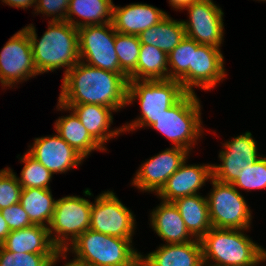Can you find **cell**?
Segmentation results:
<instances>
[{"label":"cell","instance_id":"obj_1","mask_svg":"<svg viewBox=\"0 0 266 266\" xmlns=\"http://www.w3.org/2000/svg\"><path fill=\"white\" fill-rule=\"evenodd\" d=\"M61 104H98L116 112L127 104L128 82L115 72L79 61L63 77Z\"/></svg>","mask_w":266,"mask_h":266},{"label":"cell","instance_id":"obj_2","mask_svg":"<svg viewBox=\"0 0 266 266\" xmlns=\"http://www.w3.org/2000/svg\"><path fill=\"white\" fill-rule=\"evenodd\" d=\"M48 30L38 39L33 24L25 26L33 60L39 74L66 67L64 75L79 61L78 29L67 21H48Z\"/></svg>","mask_w":266,"mask_h":266},{"label":"cell","instance_id":"obj_3","mask_svg":"<svg viewBox=\"0 0 266 266\" xmlns=\"http://www.w3.org/2000/svg\"><path fill=\"white\" fill-rule=\"evenodd\" d=\"M243 229L211 228L201 239L203 262L215 266H257L266 250L242 233ZM209 260V261H208Z\"/></svg>","mask_w":266,"mask_h":266},{"label":"cell","instance_id":"obj_4","mask_svg":"<svg viewBox=\"0 0 266 266\" xmlns=\"http://www.w3.org/2000/svg\"><path fill=\"white\" fill-rule=\"evenodd\" d=\"M186 93L177 80H129L127 104L138 99L142 114L132 123L122 126L123 131H134L137 127H150L165 110L177 103Z\"/></svg>","mask_w":266,"mask_h":266},{"label":"cell","instance_id":"obj_5","mask_svg":"<svg viewBox=\"0 0 266 266\" xmlns=\"http://www.w3.org/2000/svg\"><path fill=\"white\" fill-rule=\"evenodd\" d=\"M131 243L132 239L109 236L88 229L65 251L72 250L75 253L73 259L94 266H140L141 253Z\"/></svg>","mask_w":266,"mask_h":266},{"label":"cell","instance_id":"obj_6","mask_svg":"<svg viewBox=\"0 0 266 266\" xmlns=\"http://www.w3.org/2000/svg\"><path fill=\"white\" fill-rule=\"evenodd\" d=\"M200 110L201 105L196 93H186L150 127L170 139L174 147L190 151V147L196 144L203 132Z\"/></svg>","mask_w":266,"mask_h":266},{"label":"cell","instance_id":"obj_7","mask_svg":"<svg viewBox=\"0 0 266 266\" xmlns=\"http://www.w3.org/2000/svg\"><path fill=\"white\" fill-rule=\"evenodd\" d=\"M212 191L207 198L209 217L213 228L249 229L251 211L244 197L231 183L211 178Z\"/></svg>","mask_w":266,"mask_h":266},{"label":"cell","instance_id":"obj_8","mask_svg":"<svg viewBox=\"0 0 266 266\" xmlns=\"http://www.w3.org/2000/svg\"><path fill=\"white\" fill-rule=\"evenodd\" d=\"M91 205L89 200L73 195L56 201L48 229L51 240L59 251L66 250L70 243L90 228Z\"/></svg>","mask_w":266,"mask_h":266},{"label":"cell","instance_id":"obj_9","mask_svg":"<svg viewBox=\"0 0 266 266\" xmlns=\"http://www.w3.org/2000/svg\"><path fill=\"white\" fill-rule=\"evenodd\" d=\"M78 42L80 61L105 71L120 74L127 82L129 81L128 76L119 65L112 22L78 28Z\"/></svg>","mask_w":266,"mask_h":266},{"label":"cell","instance_id":"obj_10","mask_svg":"<svg viewBox=\"0 0 266 266\" xmlns=\"http://www.w3.org/2000/svg\"><path fill=\"white\" fill-rule=\"evenodd\" d=\"M91 205V230L124 239H132L135 218L112 191L101 193Z\"/></svg>","mask_w":266,"mask_h":266},{"label":"cell","instance_id":"obj_11","mask_svg":"<svg viewBox=\"0 0 266 266\" xmlns=\"http://www.w3.org/2000/svg\"><path fill=\"white\" fill-rule=\"evenodd\" d=\"M34 60L31 41L27 31L15 33L0 52V83L2 87L26 81L38 75Z\"/></svg>","mask_w":266,"mask_h":266},{"label":"cell","instance_id":"obj_12","mask_svg":"<svg viewBox=\"0 0 266 266\" xmlns=\"http://www.w3.org/2000/svg\"><path fill=\"white\" fill-rule=\"evenodd\" d=\"M225 150L220 151L222 164L212 165V178L222 183H233L243 171L257 161L261 155L257 152L256 142L251 132L234 137L223 144Z\"/></svg>","mask_w":266,"mask_h":266},{"label":"cell","instance_id":"obj_13","mask_svg":"<svg viewBox=\"0 0 266 266\" xmlns=\"http://www.w3.org/2000/svg\"><path fill=\"white\" fill-rule=\"evenodd\" d=\"M186 9L189 12V21H182L185 36L201 45L221 47L224 37V13L221 8L212 3L194 2Z\"/></svg>","mask_w":266,"mask_h":266},{"label":"cell","instance_id":"obj_14","mask_svg":"<svg viewBox=\"0 0 266 266\" xmlns=\"http://www.w3.org/2000/svg\"><path fill=\"white\" fill-rule=\"evenodd\" d=\"M189 151L172 146L145 161L137 170L132 185L142 191L158 193L169 177L185 162Z\"/></svg>","mask_w":266,"mask_h":266},{"label":"cell","instance_id":"obj_15","mask_svg":"<svg viewBox=\"0 0 266 266\" xmlns=\"http://www.w3.org/2000/svg\"><path fill=\"white\" fill-rule=\"evenodd\" d=\"M43 164L51 173H65L81 164L84 158L59 135L34 139L27 152Z\"/></svg>","mask_w":266,"mask_h":266},{"label":"cell","instance_id":"obj_16","mask_svg":"<svg viewBox=\"0 0 266 266\" xmlns=\"http://www.w3.org/2000/svg\"><path fill=\"white\" fill-rule=\"evenodd\" d=\"M224 57L220 48L200 45L193 50L192 66L189 67V93H195L193 87L211 90L226 77Z\"/></svg>","mask_w":266,"mask_h":266},{"label":"cell","instance_id":"obj_17","mask_svg":"<svg viewBox=\"0 0 266 266\" xmlns=\"http://www.w3.org/2000/svg\"><path fill=\"white\" fill-rule=\"evenodd\" d=\"M212 178V164L187 165L185 162L167 180L157 193L163 201L196 195L205 182Z\"/></svg>","mask_w":266,"mask_h":266},{"label":"cell","instance_id":"obj_18","mask_svg":"<svg viewBox=\"0 0 266 266\" xmlns=\"http://www.w3.org/2000/svg\"><path fill=\"white\" fill-rule=\"evenodd\" d=\"M57 109L60 111H73L80 119L89 134L103 147L104 144L114 136L124 132L123 128L110 130L113 123V108L98 104H61L58 102Z\"/></svg>","mask_w":266,"mask_h":266},{"label":"cell","instance_id":"obj_19","mask_svg":"<svg viewBox=\"0 0 266 266\" xmlns=\"http://www.w3.org/2000/svg\"><path fill=\"white\" fill-rule=\"evenodd\" d=\"M167 15L164 11L148 4L133 3L124 7L113 5L112 24L116 32L139 36Z\"/></svg>","mask_w":266,"mask_h":266},{"label":"cell","instance_id":"obj_20","mask_svg":"<svg viewBox=\"0 0 266 266\" xmlns=\"http://www.w3.org/2000/svg\"><path fill=\"white\" fill-rule=\"evenodd\" d=\"M203 263L200 240L177 244H163L145 257L140 255V266H201Z\"/></svg>","mask_w":266,"mask_h":266},{"label":"cell","instance_id":"obj_21","mask_svg":"<svg viewBox=\"0 0 266 266\" xmlns=\"http://www.w3.org/2000/svg\"><path fill=\"white\" fill-rule=\"evenodd\" d=\"M1 246L16 253L58 254L46 226L33 224L29 227L10 231Z\"/></svg>","mask_w":266,"mask_h":266},{"label":"cell","instance_id":"obj_22","mask_svg":"<svg viewBox=\"0 0 266 266\" xmlns=\"http://www.w3.org/2000/svg\"><path fill=\"white\" fill-rule=\"evenodd\" d=\"M150 222L156 234L167 244L186 243L194 238L173 202L163 201L153 209ZM190 236V237H189ZM192 237V238H191Z\"/></svg>","mask_w":266,"mask_h":266},{"label":"cell","instance_id":"obj_23","mask_svg":"<svg viewBox=\"0 0 266 266\" xmlns=\"http://www.w3.org/2000/svg\"><path fill=\"white\" fill-rule=\"evenodd\" d=\"M189 233L200 240L211 228L207 198L196 194L173 201Z\"/></svg>","mask_w":266,"mask_h":266},{"label":"cell","instance_id":"obj_24","mask_svg":"<svg viewBox=\"0 0 266 266\" xmlns=\"http://www.w3.org/2000/svg\"><path fill=\"white\" fill-rule=\"evenodd\" d=\"M57 134L83 158L94 150H106L86 130L80 119L72 111L70 115L56 120Z\"/></svg>","mask_w":266,"mask_h":266},{"label":"cell","instance_id":"obj_25","mask_svg":"<svg viewBox=\"0 0 266 266\" xmlns=\"http://www.w3.org/2000/svg\"><path fill=\"white\" fill-rule=\"evenodd\" d=\"M113 5L112 0H70L66 21L77 29L87 25L110 23ZM73 15L83 21H75Z\"/></svg>","mask_w":266,"mask_h":266},{"label":"cell","instance_id":"obj_26","mask_svg":"<svg viewBox=\"0 0 266 266\" xmlns=\"http://www.w3.org/2000/svg\"><path fill=\"white\" fill-rule=\"evenodd\" d=\"M52 196L50 189H22L19 203L33 224L49 227L57 201Z\"/></svg>","mask_w":266,"mask_h":266},{"label":"cell","instance_id":"obj_27","mask_svg":"<svg viewBox=\"0 0 266 266\" xmlns=\"http://www.w3.org/2000/svg\"><path fill=\"white\" fill-rule=\"evenodd\" d=\"M138 37L141 44L153 45L168 55L185 37V29L182 20H173L167 15L162 21L146 29Z\"/></svg>","mask_w":266,"mask_h":266},{"label":"cell","instance_id":"obj_28","mask_svg":"<svg viewBox=\"0 0 266 266\" xmlns=\"http://www.w3.org/2000/svg\"><path fill=\"white\" fill-rule=\"evenodd\" d=\"M168 55L161 49L141 44L136 67V80L168 79Z\"/></svg>","mask_w":266,"mask_h":266},{"label":"cell","instance_id":"obj_29","mask_svg":"<svg viewBox=\"0 0 266 266\" xmlns=\"http://www.w3.org/2000/svg\"><path fill=\"white\" fill-rule=\"evenodd\" d=\"M201 44L188 37L182 41L168 54V79L177 80L182 84L184 90L189 93V67L192 66L193 50Z\"/></svg>","mask_w":266,"mask_h":266},{"label":"cell","instance_id":"obj_30","mask_svg":"<svg viewBox=\"0 0 266 266\" xmlns=\"http://www.w3.org/2000/svg\"><path fill=\"white\" fill-rule=\"evenodd\" d=\"M141 43L136 35L123 34L115 31V51L121 70L129 80H136V67Z\"/></svg>","mask_w":266,"mask_h":266},{"label":"cell","instance_id":"obj_31","mask_svg":"<svg viewBox=\"0 0 266 266\" xmlns=\"http://www.w3.org/2000/svg\"><path fill=\"white\" fill-rule=\"evenodd\" d=\"M20 159L25 164L20 174L21 178L17 177L22 189H50L49 184L53 173L28 153H25Z\"/></svg>","mask_w":266,"mask_h":266},{"label":"cell","instance_id":"obj_32","mask_svg":"<svg viewBox=\"0 0 266 266\" xmlns=\"http://www.w3.org/2000/svg\"><path fill=\"white\" fill-rule=\"evenodd\" d=\"M65 250L58 254L16 253L0 245V266H53L59 257L67 259Z\"/></svg>","mask_w":266,"mask_h":266},{"label":"cell","instance_id":"obj_33","mask_svg":"<svg viewBox=\"0 0 266 266\" xmlns=\"http://www.w3.org/2000/svg\"><path fill=\"white\" fill-rule=\"evenodd\" d=\"M232 185L234 187L243 188L246 190L265 189L266 188V157L261 156L257 161L248 164V167L243 171Z\"/></svg>","mask_w":266,"mask_h":266},{"label":"cell","instance_id":"obj_34","mask_svg":"<svg viewBox=\"0 0 266 266\" xmlns=\"http://www.w3.org/2000/svg\"><path fill=\"white\" fill-rule=\"evenodd\" d=\"M21 191L22 187L12 169L0 170V210L18 203Z\"/></svg>","mask_w":266,"mask_h":266},{"label":"cell","instance_id":"obj_35","mask_svg":"<svg viewBox=\"0 0 266 266\" xmlns=\"http://www.w3.org/2000/svg\"><path fill=\"white\" fill-rule=\"evenodd\" d=\"M69 3L70 0H37L35 13L53 16L51 21H66Z\"/></svg>","mask_w":266,"mask_h":266},{"label":"cell","instance_id":"obj_36","mask_svg":"<svg viewBox=\"0 0 266 266\" xmlns=\"http://www.w3.org/2000/svg\"><path fill=\"white\" fill-rule=\"evenodd\" d=\"M0 212L8 224L10 231L19 230L33 225L28 214L19 202L10 207L1 209Z\"/></svg>","mask_w":266,"mask_h":266},{"label":"cell","instance_id":"obj_37","mask_svg":"<svg viewBox=\"0 0 266 266\" xmlns=\"http://www.w3.org/2000/svg\"><path fill=\"white\" fill-rule=\"evenodd\" d=\"M2 2L14 8L25 9L33 6V4L36 5L37 0H2Z\"/></svg>","mask_w":266,"mask_h":266},{"label":"cell","instance_id":"obj_38","mask_svg":"<svg viewBox=\"0 0 266 266\" xmlns=\"http://www.w3.org/2000/svg\"><path fill=\"white\" fill-rule=\"evenodd\" d=\"M9 234H10V229L8 227V224L6 223L5 219L3 218L0 212V245L7 238Z\"/></svg>","mask_w":266,"mask_h":266},{"label":"cell","instance_id":"obj_39","mask_svg":"<svg viewBox=\"0 0 266 266\" xmlns=\"http://www.w3.org/2000/svg\"><path fill=\"white\" fill-rule=\"evenodd\" d=\"M196 2V0H169V4L175 9H185L189 7L191 4Z\"/></svg>","mask_w":266,"mask_h":266},{"label":"cell","instance_id":"obj_40","mask_svg":"<svg viewBox=\"0 0 266 266\" xmlns=\"http://www.w3.org/2000/svg\"><path fill=\"white\" fill-rule=\"evenodd\" d=\"M64 266H77V259H74V260L66 263Z\"/></svg>","mask_w":266,"mask_h":266},{"label":"cell","instance_id":"obj_41","mask_svg":"<svg viewBox=\"0 0 266 266\" xmlns=\"http://www.w3.org/2000/svg\"><path fill=\"white\" fill-rule=\"evenodd\" d=\"M77 266H94L77 260Z\"/></svg>","mask_w":266,"mask_h":266},{"label":"cell","instance_id":"obj_42","mask_svg":"<svg viewBox=\"0 0 266 266\" xmlns=\"http://www.w3.org/2000/svg\"><path fill=\"white\" fill-rule=\"evenodd\" d=\"M196 2H206V3L214 4V2L212 0H196Z\"/></svg>","mask_w":266,"mask_h":266},{"label":"cell","instance_id":"obj_43","mask_svg":"<svg viewBox=\"0 0 266 266\" xmlns=\"http://www.w3.org/2000/svg\"><path fill=\"white\" fill-rule=\"evenodd\" d=\"M208 263H205L203 262L201 266H207ZM209 266H215V265H211V264H208Z\"/></svg>","mask_w":266,"mask_h":266}]
</instances>
